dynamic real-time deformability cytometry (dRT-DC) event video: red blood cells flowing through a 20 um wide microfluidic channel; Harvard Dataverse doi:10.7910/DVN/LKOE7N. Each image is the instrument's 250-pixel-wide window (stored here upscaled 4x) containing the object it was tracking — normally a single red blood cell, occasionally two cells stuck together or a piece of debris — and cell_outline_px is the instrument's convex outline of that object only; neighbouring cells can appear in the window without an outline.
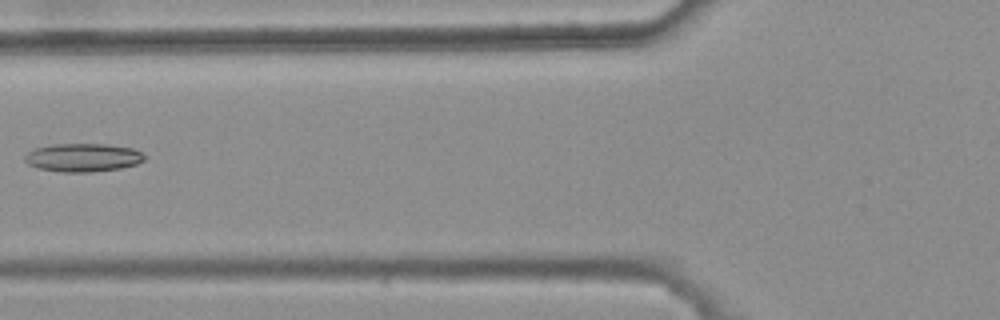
{"species": "common noctule bat (a hibernating species)", "species_latin": "Nyctalus noctula", "temperature_condition": "warm", "stored_images_in_passage": 7, "camera_frame_rate_fps": 3000, "um_per_image_px": 0.085, "animal": {"sex": "female", "body_mass_g": 25.1}, "frame": {"image": 1, "passage_image": 6, "time_ms": 1.667, "image_size_px": [1000, 320], "cell_outline_px": [[148, 156], [144, 160], [136, 164], [120, 168], [92, 172], [64, 172], [40, 168], [28, 164], [24, 160], [24, 156], [28, 152], [36, 148], [52, 144], [104, 144], [132, 148]], "centroid_in_image_um": [7.06, 13.39], "position_along_channel_um": 118.7, "area_um2": 19.65}}
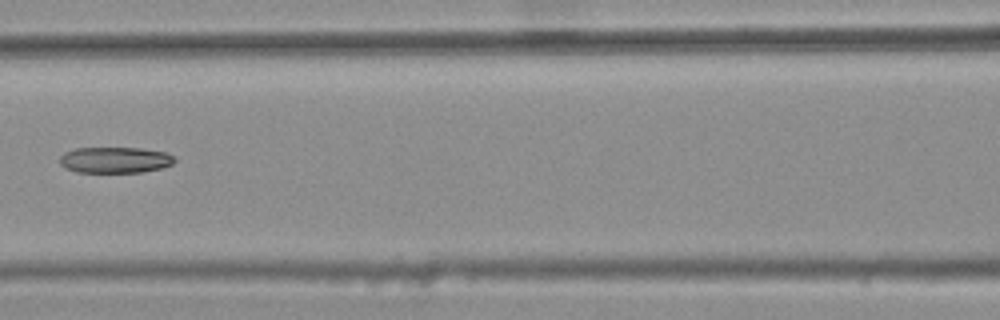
{"frame": {"image": 2, "passage_image": 7, "time_ms": 2.0, "image_size_px": [1000, 320], "cell_outline_px": [[176, 160], [172, 164], [164, 168], [140, 172], [76, 172], [64, 168], [60, 164], [60, 156], [64, 152], [76, 148], [140, 148], [168, 152]], "centroid_in_image_um": [9.78, 13.6], "position_along_channel_um": 156.8, "area_um2": 17.57}}